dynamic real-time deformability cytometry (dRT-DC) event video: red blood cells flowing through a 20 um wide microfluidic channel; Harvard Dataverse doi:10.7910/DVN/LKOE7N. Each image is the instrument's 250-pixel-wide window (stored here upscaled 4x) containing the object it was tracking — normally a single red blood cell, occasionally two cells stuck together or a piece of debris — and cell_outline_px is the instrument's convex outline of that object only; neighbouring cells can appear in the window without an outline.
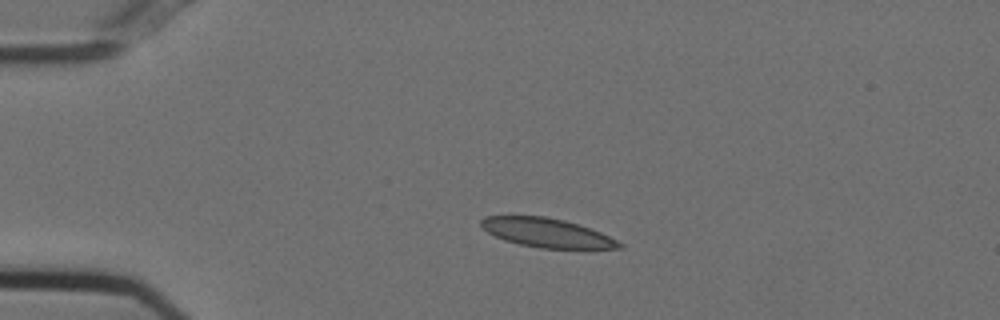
{"species": "Egyptian fruit bat (a non-hibernating species)", "species_latin": "Rousettus aegyptiacus", "temperature_condition": "cold", "stored_images_in_passage": 43, "camera_frame_rate_fps": 3000, "um_per_image_px": 0.085, "animal": {"sex": "female"}, "frame": {"image": 1, "passage_image": 1, "time_ms": 0.0, "image_size_px": [1000, 320], "cell_outline_px": [[624, 248], [540, 248], [520, 244], [504, 240], [488, 232], [480, 224], [480, 220], [484, 216], [544, 216], [564, 220], [600, 232], [624, 244]], "centroid_in_image_um": [46.46, 19.78], "position_along_channel_um": 38.5, "area_um2": 23.0}}
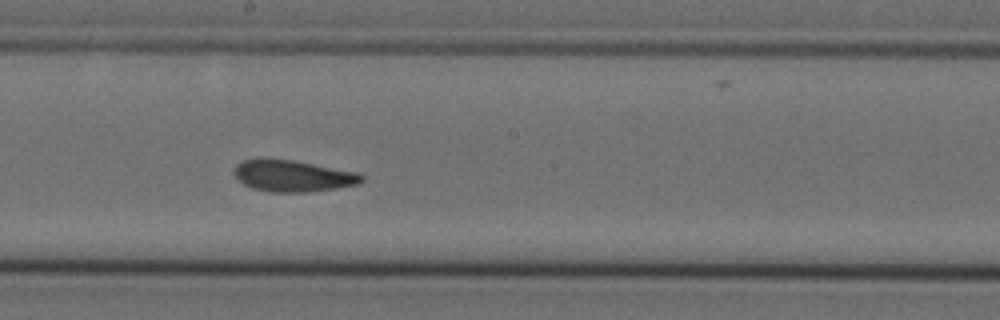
{"frame": {"image": 2, "passage_image": 19, "time_ms": 6.0, "image_size_px": [1000, 320], "cell_outline_px": [[364, 180], [356, 184], [336, 188], [312, 192], [272, 192], [252, 188], [244, 184], [232, 172], [232, 168], [236, 164], [244, 160], [256, 156], [292, 160], [360, 172], [364, 176]], "centroid_in_image_um": [24.86, 14.92], "position_along_channel_um": 223.3, "area_um2": 23.93}}
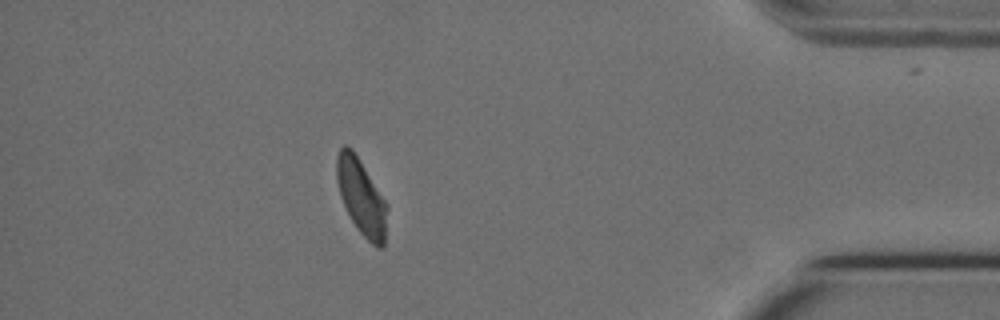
{"frame": {"image": 3, "passage_image": 37, "time_ms": 12.0, "image_size_px": [1000, 320], "cell_outline_px": [[388, 208], [384, 244], [380, 248], [376, 248], [356, 228], [340, 196], [336, 180], [336, 156], [340, 148], [344, 144], [352, 148], [388, 204]], "centroid_in_image_um": [30.71, 16.73], "position_along_channel_um": 404.5, "area_um2": 22.31}, "authors_computed_cell_mechanics": {"area_um2": 23.409, "velocity_mm_per_s": 3.7079, "shape_relaxation_time_tau1_ms": null, "shape_relaxation_time_tau2_ms": 2.3659, "deformation_change_tau1": null, "deformation_change_tau2": 0.0736}}